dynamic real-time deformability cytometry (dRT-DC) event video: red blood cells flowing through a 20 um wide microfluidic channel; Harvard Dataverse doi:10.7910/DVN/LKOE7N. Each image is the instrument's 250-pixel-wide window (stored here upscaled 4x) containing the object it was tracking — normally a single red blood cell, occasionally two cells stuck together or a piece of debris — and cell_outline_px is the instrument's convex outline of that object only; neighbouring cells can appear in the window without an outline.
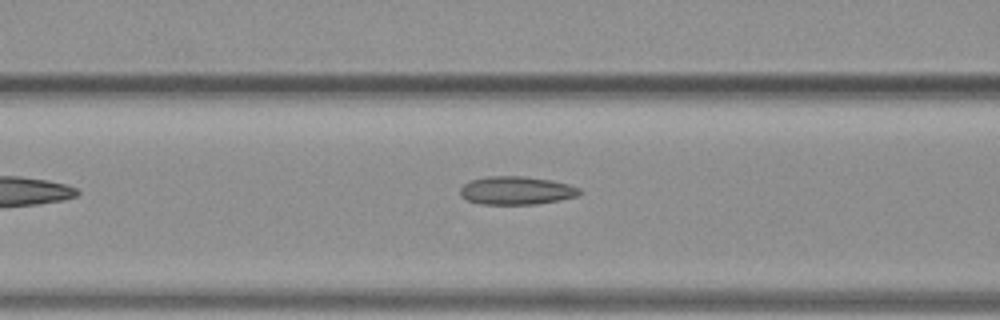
{"species": "common noctule bat (a hibernating species)", "species_latin": "Nyctalus noctula", "temperature_condition": "warm", "stored_images_in_passage": 26, "camera_frame_rate_fps": 3000, "um_per_image_px": 0.085, "animal": {"sex": "female", "body_mass_g": 19.3, "forearm_length_mm": 54.1}, "frame": {"image": 1, "passage_image": 5, "time_ms": 1.333, "image_size_px": [1000, 320], "cell_outline_px": [[584, 192], [580, 196], [560, 200], [536, 204], [480, 204], [468, 200], [460, 196], [460, 188], [464, 184], [472, 180], [488, 176], [524, 176], [552, 180], [568, 184], [580, 188]], "centroid_in_image_um": [43.94, 16.19], "position_along_channel_um": 122.7, "area_um2": 19.83}}
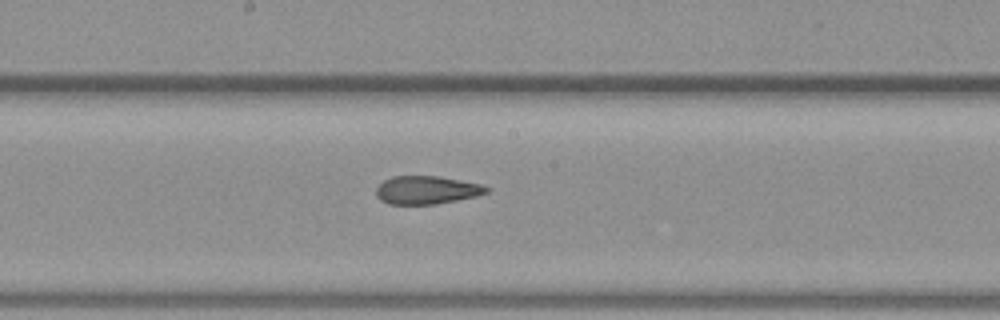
{"frame": {"image": 2, "passage_image": 12, "time_ms": 3.667, "image_size_px": [1000, 320], "cell_outline_px": [[488, 192], [476, 196], [436, 204], [388, 204], [380, 200], [376, 196], [376, 188], [384, 180], [392, 176], [440, 176], [480, 184], [488, 188]], "centroid_in_image_um": [36.23, 16.15], "position_along_channel_um": 212.0, "area_um2": 18.03}}
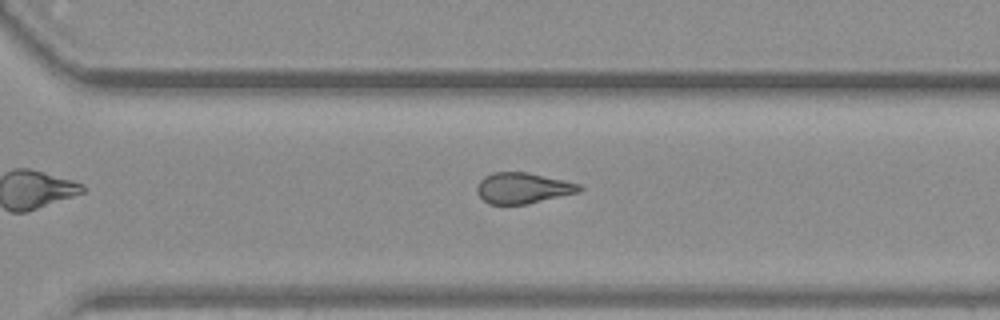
{"frame": {"image": 3, "passage_image": 21, "time_ms": 6.667, "image_size_px": [1000, 320], "cell_outline_px": [[584, 188], [580, 192], [528, 204], [488, 204], [476, 192], [476, 188], [480, 180], [484, 176], [496, 172], [528, 172], [580, 184]], "centroid_in_image_um": [44.45, 15.99], "position_along_channel_um": 326.1, "area_um2": 18.44}}